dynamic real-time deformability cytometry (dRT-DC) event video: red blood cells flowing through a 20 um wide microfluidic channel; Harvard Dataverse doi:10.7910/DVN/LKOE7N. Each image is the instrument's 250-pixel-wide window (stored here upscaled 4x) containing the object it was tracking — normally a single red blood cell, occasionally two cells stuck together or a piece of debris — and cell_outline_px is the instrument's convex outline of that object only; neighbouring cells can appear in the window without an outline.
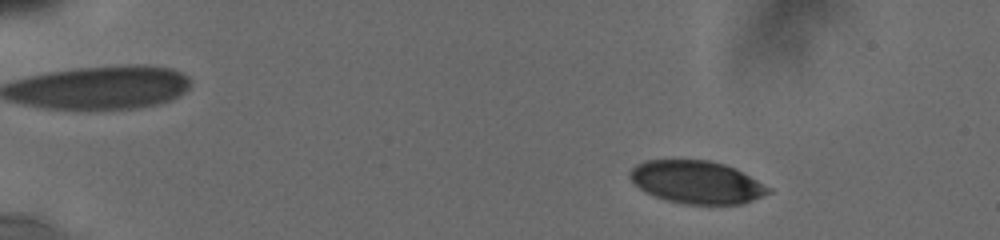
{"species": "human", "species_latin": "Homo sapiens", "temperature_condition": "cold", "stored_images_in_passage": 49, "camera_frame_rate_fps": 3000, "um_per_image_px": 0.085, "donor": {"sex": "male"}, "frame": {"image": 1, "passage_image": 7, "time_ms": 2.333, "image_size_px": [1000, 240], "cell_outline_px": [[772, 192], [764, 196], [744, 204], [684, 204], [668, 200], [656, 196], [640, 188], [628, 176], [628, 172], [636, 164], [644, 160], [708, 160], [724, 164], [736, 168], [772, 188]], "centroid_in_image_um": [59.26, 15.48], "position_along_channel_um": 25.7, "area_um2": 34.56}}
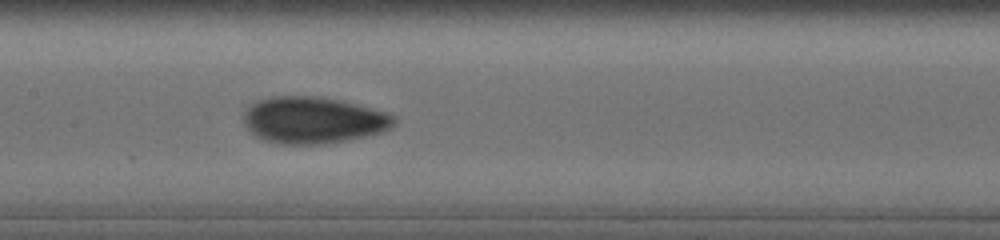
{"frame": {"image": 2, "passage_image": 26, "time_ms": 9.333, "image_size_px": [1000, 240], "cell_outline_px": [[396, 124], [392, 128], [380, 132], [348, 140], [324, 144], [280, 144], [264, 140], [256, 136], [244, 124], [244, 112], [256, 100], [272, 96], [312, 96], [336, 100], [384, 112], [396, 116]], "centroid_in_image_um": [26.6, 10.22], "position_along_channel_um": 180.8, "area_um2": 40.52}}
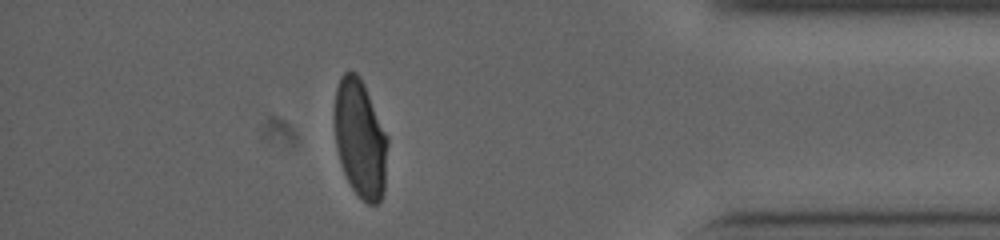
{"frame": {"image": 3, "passage_image": 44, "time_ms": 16.0, "image_size_px": [1000, 240], "cell_outline_px": [[388, 144], [384, 192], [380, 200], [376, 204], [368, 204], [352, 188], [344, 172], [336, 148], [332, 116], [332, 112], [336, 88], [340, 76], [344, 72], [356, 72], [360, 76], [364, 84], [388, 136]], "centroid_in_image_um": [30.59, 11.74], "position_along_channel_um": 404.6, "area_um2": 37.11}, "authors_computed_cell_mechanics": {"area_um2": 37.8012, "velocity_mm_per_s": 3.7941, "shape_relaxation_time_tau1_ms": 9.481, "shape_relaxation_time_tau2_ms": 0.841, "deformation_change_tau1": 0.2135, "deformation_change_tau2": 0.0487}}